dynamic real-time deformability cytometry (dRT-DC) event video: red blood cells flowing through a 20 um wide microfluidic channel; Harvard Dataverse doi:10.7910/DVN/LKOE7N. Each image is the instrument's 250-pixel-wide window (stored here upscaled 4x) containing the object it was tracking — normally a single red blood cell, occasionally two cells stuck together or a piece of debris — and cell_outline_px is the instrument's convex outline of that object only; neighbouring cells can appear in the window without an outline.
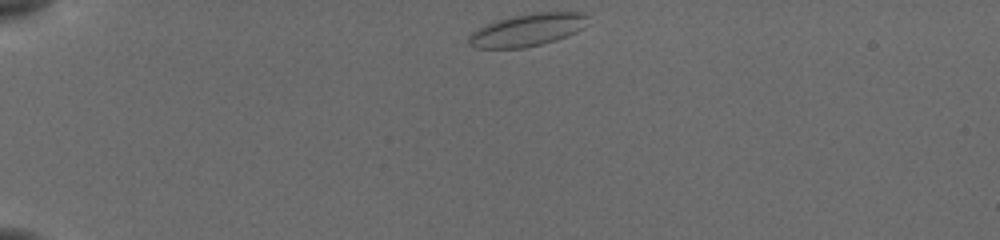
{"species": "common noctule bat (a hibernating species)", "species_latin": "Nyctalus noctula", "temperature_condition": "cold", "stored_images_in_passage": 42, "camera_frame_rate_fps": 3000, "um_per_image_px": 0.085, "animal": {"sex": "female", "body_mass_g": 19.5, "forearm_length_mm": 54.1}, "frame": {"image": 1, "passage_image": 1, "time_ms": 0.0, "image_size_px": [1000, 240], "cell_outline_px": [[588, 16], [584, 28], [576, 32], [556, 40], [544, 44], [524, 48], [476, 48], [468, 44], [468, 36], [472, 32], [488, 24], [512, 16], [536, 12], [580, 12]], "centroid_in_image_um": [44.85, 2.56], "position_along_channel_um": 40.2, "area_um2": 22.43}}
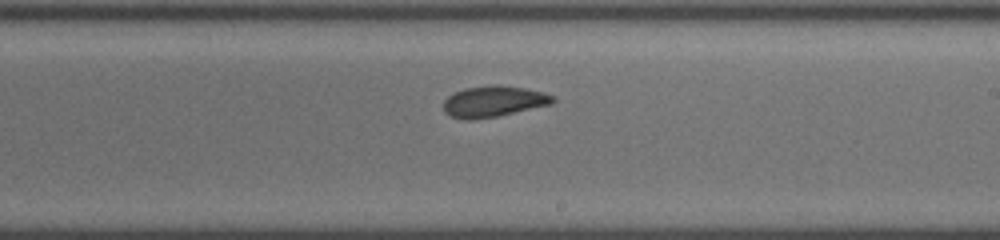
{"frame": {"image": 2, "passage_image": 22, "time_ms": 7.0, "image_size_px": [1000, 240], "cell_outline_px": [[556, 100], [552, 104], [496, 116], [468, 120], [448, 116], [444, 112], [444, 100], [452, 92], [464, 88], [492, 84], [500, 84], [524, 88], [544, 92], [556, 96]], "centroid_in_image_um": [41.95, 8.6], "position_along_channel_um": 247.1, "area_um2": 20.0}}
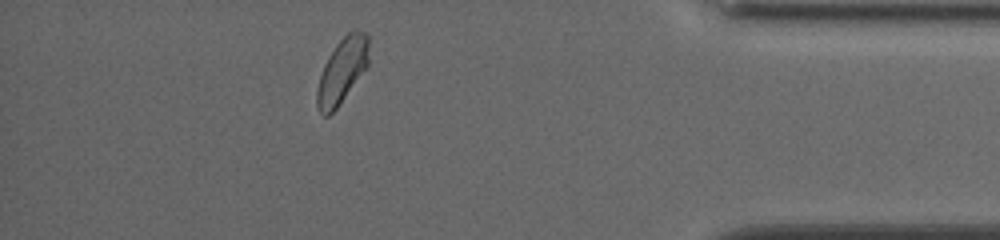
{"frame": {"image": 3, "passage_image": 37, "time_ms": 12.0, "image_size_px": [1000, 240], "cell_outline_px": [[368, 64], [336, 108], [328, 116], [324, 116], [316, 108], [316, 88], [324, 64], [328, 56], [336, 44], [348, 32], [356, 28], [368, 32]], "centroid_in_image_um": [29.06, 5.97], "position_along_channel_um": 406.1, "area_um2": 19.54}, "authors_computed_cell_mechanics": {"area_um2": 19.363, "velocity_mm_per_s": 3.792, "shape_relaxation_time_tau1_ms": null, "shape_relaxation_time_tau2_ms": 1.4109, "deformation_change_tau1": null, "deformation_change_tau2": 0.0706}}